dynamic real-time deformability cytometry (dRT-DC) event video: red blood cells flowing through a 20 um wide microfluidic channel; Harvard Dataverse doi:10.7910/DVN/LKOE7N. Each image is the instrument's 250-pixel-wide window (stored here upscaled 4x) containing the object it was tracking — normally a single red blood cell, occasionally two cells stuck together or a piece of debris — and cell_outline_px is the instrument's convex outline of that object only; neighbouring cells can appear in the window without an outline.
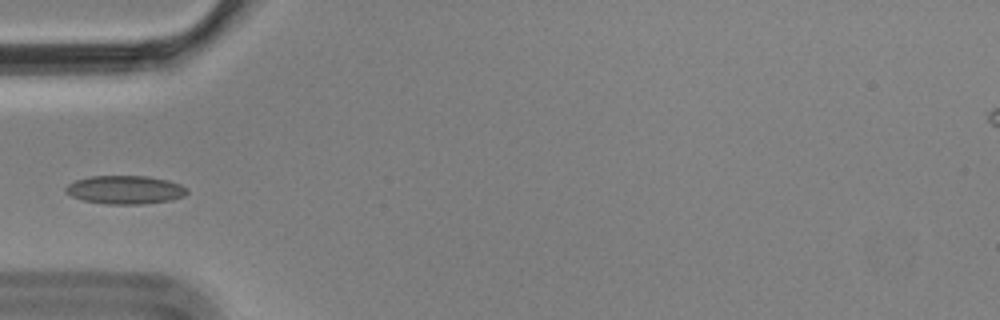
{"species": "Egyptian fruit bat (a non-hibernating species)", "species_latin": "Rousettus aegyptiacus", "temperature_condition": "cold", "stored_images_in_passage": 4, "camera_frame_rate_fps": 3000, "um_per_image_px": 0.085, "animal": {"sex": "male"}, "frame": {"image": 1, "passage_image": 4, "time_ms": 1.0, "image_size_px": [1000, 320], "cell_outline_px": [[188, 192], [184, 196], [168, 200], [140, 204], [104, 204], [84, 200], [72, 196], [64, 192], [64, 188], [68, 184], [76, 180], [92, 176], [148, 176], [168, 180], [180, 184], [188, 188]], "centroid_in_image_um": [10.63, 16.12], "position_along_channel_um": 74.4, "area_um2": 20.06}}